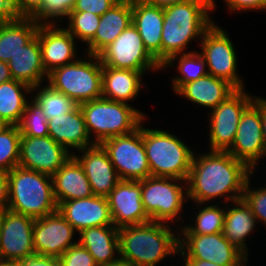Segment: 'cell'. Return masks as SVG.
Instances as JSON below:
<instances>
[{
	"label": "cell",
	"mask_w": 266,
	"mask_h": 266,
	"mask_svg": "<svg viewBox=\"0 0 266 266\" xmlns=\"http://www.w3.org/2000/svg\"><path fill=\"white\" fill-rule=\"evenodd\" d=\"M179 57L177 70L181 74L180 76L174 77L172 81V88L175 92H177L183 85L195 81L199 78H202L208 75V71L206 70L207 66L205 58L199 52H189L176 54L171 56L161 67L167 68L168 66H173V63L177 61V56ZM176 59V60H175ZM206 70V71H205Z\"/></svg>",
	"instance_id": "d6a6232c"
},
{
	"label": "cell",
	"mask_w": 266,
	"mask_h": 266,
	"mask_svg": "<svg viewBox=\"0 0 266 266\" xmlns=\"http://www.w3.org/2000/svg\"><path fill=\"white\" fill-rule=\"evenodd\" d=\"M41 47L42 65L46 73L55 68L71 64L76 57L75 38L56 24H40L37 34Z\"/></svg>",
	"instance_id": "d6986e66"
},
{
	"label": "cell",
	"mask_w": 266,
	"mask_h": 266,
	"mask_svg": "<svg viewBox=\"0 0 266 266\" xmlns=\"http://www.w3.org/2000/svg\"><path fill=\"white\" fill-rule=\"evenodd\" d=\"M142 126L141 123L132 133L112 137L101 143L120 180L140 181L151 176Z\"/></svg>",
	"instance_id": "9c48e42d"
},
{
	"label": "cell",
	"mask_w": 266,
	"mask_h": 266,
	"mask_svg": "<svg viewBox=\"0 0 266 266\" xmlns=\"http://www.w3.org/2000/svg\"><path fill=\"white\" fill-rule=\"evenodd\" d=\"M203 207L196 214L195 225L183 226L180 233L209 235L223 232L226 208H220L218 205L213 204Z\"/></svg>",
	"instance_id": "e575fe53"
},
{
	"label": "cell",
	"mask_w": 266,
	"mask_h": 266,
	"mask_svg": "<svg viewBox=\"0 0 266 266\" xmlns=\"http://www.w3.org/2000/svg\"><path fill=\"white\" fill-rule=\"evenodd\" d=\"M12 79L8 63L0 61V84Z\"/></svg>",
	"instance_id": "f907efd6"
},
{
	"label": "cell",
	"mask_w": 266,
	"mask_h": 266,
	"mask_svg": "<svg viewBox=\"0 0 266 266\" xmlns=\"http://www.w3.org/2000/svg\"><path fill=\"white\" fill-rule=\"evenodd\" d=\"M117 228L150 222L141 200V180H120L106 197Z\"/></svg>",
	"instance_id": "ac0fdd59"
},
{
	"label": "cell",
	"mask_w": 266,
	"mask_h": 266,
	"mask_svg": "<svg viewBox=\"0 0 266 266\" xmlns=\"http://www.w3.org/2000/svg\"><path fill=\"white\" fill-rule=\"evenodd\" d=\"M179 253L184 259H199L220 265H247L248 257L231 244L223 233L207 235L181 234ZM185 236V237H184Z\"/></svg>",
	"instance_id": "4fadbf2b"
},
{
	"label": "cell",
	"mask_w": 266,
	"mask_h": 266,
	"mask_svg": "<svg viewBox=\"0 0 266 266\" xmlns=\"http://www.w3.org/2000/svg\"><path fill=\"white\" fill-rule=\"evenodd\" d=\"M76 60L48 73V84L77 105L102 97V64L96 55ZM93 61V62H92Z\"/></svg>",
	"instance_id": "52a82bcc"
},
{
	"label": "cell",
	"mask_w": 266,
	"mask_h": 266,
	"mask_svg": "<svg viewBox=\"0 0 266 266\" xmlns=\"http://www.w3.org/2000/svg\"><path fill=\"white\" fill-rule=\"evenodd\" d=\"M35 219L10 210L0 219V261H22L35 255L33 225Z\"/></svg>",
	"instance_id": "9a60e30c"
},
{
	"label": "cell",
	"mask_w": 266,
	"mask_h": 266,
	"mask_svg": "<svg viewBox=\"0 0 266 266\" xmlns=\"http://www.w3.org/2000/svg\"><path fill=\"white\" fill-rule=\"evenodd\" d=\"M59 259L61 266H98L93 256L79 243L68 248Z\"/></svg>",
	"instance_id": "60d3db41"
},
{
	"label": "cell",
	"mask_w": 266,
	"mask_h": 266,
	"mask_svg": "<svg viewBox=\"0 0 266 266\" xmlns=\"http://www.w3.org/2000/svg\"><path fill=\"white\" fill-rule=\"evenodd\" d=\"M47 124L48 136L69 151V147L82 150L95 144L88 135L79 105L67 114L49 119Z\"/></svg>",
	"instance_id": "7402d4cb"
},
{
	"label": "cell",
	"mask_w": 266,
	"mask_h": 266,
	"mask_svg": "<svg viewBox=\"0 0 266 266\" xmlns=\"http://www.w3.org/2000/svg\"><path fill=\"white\" fill-rule=\"evenodd\" d=\"M244 110L232 146L227 150L239 161L245 163L253 172L258 160L265 156L262 135L261 97Z\"/></svg>",
	"instance_id": "5bb4252c"
},
{
	"label": "cell",
	"mask_w": 266,
	"mask_h": 266,
	"mask_svg": "<svg viewBox=\"0 0 266 266\" xmlns=\"http://www.w3.org/2000/svg\"><path fill=\"white\" fill-rule=\"evenodd\" d=\"M232 205L229 209L227 206L225 211L222 233L231 244L248 256L245 238L252 233L257 220L243 199L233 201Z\"/></svg>",
	"instance_id": "f546056e"
},
{
	"label": "cell",
	"mask_w": 266,
	"mask_h": 266,
	"mask_svg": "<svg viewBox=\"0 0 266 266\" xmlns=\"http://www.w3.org/2000/svg\"><path fill=\"white\" fill-rule=\"evenodd\" d=\"M40 105L32 99L27 102L20 123L18 124L22 136H48V119L43 114Z\"/></svg>",
	"instance_id": "74e56055"
},
{
	"label": "cell",
	"mask_w": 266,
	"mask_h": 266,
	"mask_svg": "<svg viewBox=\"0 0 266 266\" xmlns=\"http://www.w3.org/2000/svg\"><path fill=\"white\" fill-rule=\"evenodd\" d=\"M73 155L50 136H22L18 166L53 176Z\"/></svg>",
	"instance_id": "2e32d148"
},
{
	"label": "cell",
	"mask_w": 266,
	"mask_h": 266,
	"mask_svg": "<svg viewBox=\"0 0 266 266\" xmlns=\"http://www.w3.org/2000/svg\"><path fill=\"white\" fill-rule=\"evenodd\" d=\"M42 2L43 0H16L15 13L18 17H31Z\"/></svg>",
	"instance_id": "ee69618b"
},
{
	"label": "cell",
	"mask_w": 266,
	"mask_h": 266,
	"mask_svg": "<svg viewBox=\"0 0 266 266\" xmlns=\"http://www.w3.org/2000/svg\"><path fill=\"white\" fill-rule=\"evenodd\" d=\"M182 266H246V265H220L209 261H202L199 259H184Z\"/></svg>",
	"instance_id": "681fc988"
},
{
	"label": "cell",
	"mask_w": 266,
	"mask_h": 266,
	"mask_svg": "<svg viewBox=\"0 0 266 266\" xmlns=\"http://www.w3.org/2000/svg\"><path fill=\"white\" fill-rule=\"evenodd\" d=\"M82 156L73 153L84 169L94 195L107 197L120 181L110 161L108 153L101 144H94L80 150Z\"/></svg>",
	"instance_id": "44dd1931"
},
{
	"label": "cell",
	"mask_w": 266,
	"mask_h": 266,
	"mask_svg": "<svg viewBox=\"0 0 266 266\" xmlns=\"http://www.w3.org/2000/svg\"><path fill=\"white\" fill-rule=\"evenodd\" d=\"M58 211L78 233L90 227L113 225L106 197L91 195L61 202Z\"/></svg>",
	"instance_id": "ffe728a7"
},
{
	"label": "cell",
	"mask_w": 266,
	"mask_h": 266,
	"mask_svg": "<svg viewBox=\"0 0 266 266\" xmlns=\"http://www.w3.org/2000/svg\"><path fill=\"white\" fill-rule=\"evenodd\" d=\"M215 5L214 0H187L163 8L161 66L171 56L187 53L184 49L190 41L201 39L214 24L209 14Z\"/></svg>",
	"instance_id": "7a4b0ae2"
},
{
	"label": "cell",
	"mask_w": 266,
	"mask_h": 266,
	"mask_svg": "<svg viewBox=\"0 0 266 266\" xmlns=\"http://www.w3.org/2000/svg\"><path fill=\"white\" fill-rule=\"evenodd\" d=\"M164 21L162 7L132 0V24L141 36L145 48L161 65V38Z\"/></svg>",
	"instance_id": "cb8c5ba5"
},
{
	"label": "cell",
	"mask_w": 266,
	"mask_h": 266,
	"mask_svg": "<svg viewBox=\"0 0 266 266\" xmlns=\"http://www.w3.org/2000/svg\"><path fill=\"white\" fill-rule=\"evenodd\" d=\"M177 182L187 184L181 179L157 176L141 180V200L144 211L151 221L173 223L180 216L181 210H184V198H188L187 191L184 193L187 185L183 187Z\"/></svg>",
	"instance_id": "ba28073f"
},
{
	"label": "cell",
	"mask_w": 266,
	"mask_h": 266,
	"mask_svg": "<svg viewBox=\"0 0 266 266\" xmlns=\"http://www.w3.org/2000/svg\"><path fill=\"white\" fill-rule=\"evenodd\" d=\"M144 73L130 69H115L102 65V97L124 102L131 101L142 89Z\"/></svg>",
	"instance_id": "4316f807"
},
{
	"label": "cell",
	"mask_w": 266,
	"mask_h": 266,
	"mask_svg": "<svg viewBox=\"0 0 266 266\" xmlns=\"http://www.w3.org/2000/svg\"><path fill=\"white\" fill-rule=\"evenodd\" d=\"M143 143L151 176L186 181L194 152L170 132L143 127Z\"/></svg>",
	"instance_id": "8992f818"
},
{
	"label": "cell",
	"mask_w": 266,
	"mask_h": 266,
	"mask_svg": "<svg viewBox=\"0 0 266 266\" xmlns=\"http://www.w3.org/2000/svg\"><path fill=\"white\" fill-rule=\"evenodd\" d=\"M99 266H130L125 260L119 258L117 261L108 263V264H103Z\"/></svg>",
	"instance_id": "f5cc1de1"
},
{
	"label": "cell",
	"mask_w": 266,
	"mask_h": 266,
	"mask_svg": "<svg viewBox=\"0 0 266 266\" xmlns=\"http://www.w3.org/2000/svg\"><path fill=\"white\" fill-rule=\"evenodd\" d=\"M171 229L169 223L155 221L118 228L119 257L130 266H156L179 253L180 237Z\"/></svg>",
	"instance_id": "3957f363"
},
{
	"label": "cell",
	"mask_w": 266,
	"mask_h": 266,
	"mask_svg": "<svg viewBox=\"0 0 266 266\" xmlns=\"http://www.w3.org/2000/svg\"><path fill=\"white\" fill-rule=\"evenodd\" d=\"M228 35L214 23L200 39V53L205 58L209 75L225 79L236 89H243L244 83L236 72V51Z\"/></svg>",
	"instance_id": "8fae6325"
},
{
	"label": "cell",
	"mask_w": 266,
	"mask_h": 266,
	"mask_svg": "<svg viewBox=\"0 0 266 266\" xmlns=\"http://www.w3.org/2000/svg\"><path fill=\"white\" fill-rule=\"evenodd\" d=\"M75 229L56 211L50 215L35 219L33 225V247L35 255L59 258L73 242Z\"/></svg>",
	"instance_id": "e0dca14e"
},
{
	"label": "cell",
	"mask_w": 266,
	"mask_h": 266,
	"mask_svg": "<svg viewBox=\"0 0 266 266\" xmlns=\"http://www.w3.org/2000/svg\"><path fill=\"white\" fill-rule=\"evenodd\" d=\"M102 65L115 69L146 72L161 70V65L145 48L136 27L130 24L110 45L98 55Z\"/></svg>",
	"instance_id": "30bf717a"
},
{
	"label": "cell",
	"mask_w": 266,
	"mask_h": 266,
	"mask_svg": "<svg viewBox=\"0 0 266 266\" xmlns=\"http://www.w3.org/2000/svg\"><path fill=\"white\" fill-rule=\"evenodd\" d=\"M261 109H262V135H263V144L266 155V99L261 98Z\"/></svg>",
	"instance_id": "816d5d0a"
},
{
	"label": "cell",
	"mask_w": 266,
	"mask_h": 266,
	"mask_svg": "<svg viewBox=\"0 0 266 266\" xmlns=\"http://www.w3.org/2000/svg\"><path fill=\"white\" fill-rule=\"evenodd\" d=\"M236 88L222 78L206 75L183 85L176 93L201 106L216 108Z\"/></svg>",
	"instance_id": "f1b7e54d"
},
{
	"label": "cell",
	"mask_w": 266,
	"mask_h": 266,
	"mask_svg": "<svg viewBox=\"0 0 266 266\" xmlns=\"http://www.w3.org/2000/svg\"><path fill=\"white\" fill-rule=\"evenodd\" d=\"M0 266H23L21 261H0Z\"/></svg>",
	"instance_id": "db71d44e"
},
{
	"label": "cell",
	"mask_w": 266,
	"mask_h": 266,
	"mask_svg": "<svg viewBox=\"0 0 266 266\" xmlns=\"http://www.w3.org/2000/svg\"><path fill=\"white\" fill-rule=\"evenodd\" d=\"M52 180L57 205L94 195L83 167L73 155L57 170Z\"/></svg>",
	"instance_id": "d4e9b609"
},
{
	"label": "cell",
	"mask_w": 266,
	"mask_h": 266,
	"mask_svg": "<svg viewBox=\"0 0 266 266\" xmlns=\"http://www.w3.org/2000/svg\"><path fill=\"white\" fill-rule=\"evenodd\" d=\"M23 266H61L59 258L33 255L21 261Z\"/></svg>",
	"instance_id": "f6af8a7d"
},
{
	"label": "cell",
	"mask_w": 266,
	"mask_h": 266,
	"mask_svg": "<svg viewBox=\"0 0 266 266\" xmlns=\"http://www.w3.org/2000/svg\"><path fill=\"white\" fill-rule=\"evenodd\" d=\"M8 210L33 219L58 211L52 176L14 167L8 172Z\"/></svg>",
	"instance_id": "277c9868"
},
{
	"label": "cell",
	"mask_w": 266,
	"mask_h": 266,
	"mask_svg": "<svg viewBox=\"0 0 266 266\" xmlns=\"http://www.w3.org/2000/svg\"><path fill=\"white\" fill-rule=\"evenodd\" d=\"M77 0H43L41 7L31 16L39 24H56L55 19L68 16ZM54 18V19H52ZM51 20V21H49Z\"/></svg>",
	"instance_id": "f35d334b"
},
{
	"label": "cell",
	"mask_w": 266,
	"mask_h": 266,
	"mask_svg": "<svg viewBox=\"0 0 266 266\" xmlns=\"http://www.w3.org/2000/svg\"><path fill=\"white\" fill-rule=\"evenodd\" d=\"M89 137L94 143L132 133L144 122L146 115L127 103L98 98L79 105Z\"/></svg>",
	"instance_id": "5b68a950"
},
{
	"label": "cell",
	"mask_w": 266,
	"mask_h": 266,
	"mask_svg": "<svg viewBox=\"0 0 266 266\" xmlns=\"http://www.w3.org/2000/svg\"><path fill=\"white\" fill-rule=\"evenodd\" d=\"M195 156L186 180L190 200L202 206L216 197H225V203L242 199L246 182L254 174L245 163L228 151Z\"/></svg>",
	"instance_id": "6da1fadb"
},
{
	"label": "cell",
	"mask_w": 266,
	"mask_h": 266,
	"mask_svg": "<svg viewBox=\"0 0 266 266\" xmlns=\"http://www.w3.org/2000/svg\"><path fill=\"white\" fill-rule=\"evenodd\" d=\"M119 1L120 0H77L72 11H87L102 16Z\"/></svg>",
	"instance_id": "b9f144b4"
},
{
	"label": "cell",
	"mask_w": 266,
	"mask_h": 266,
	"mask_svg": "<svg viewBox=\"0 0 266 266\" xmlns=\"http://www.w3.org/2000/svg\"><path fill=\"white\" fill-rule=\"evenodd\" d=\"M21 133L18 126L4 125L0 129V170L9 172L19 163Z\"/></svg>",
	"instance_id": "d590c367"
},
{
	"label": "cell",
	"mask_w": 266,
	"mask_h": 266,
	"mask_svg": "<svg viewBox=\"0 0 266 266\" xmlns=\"http://www.w3.org/2000/svg\"><path fill=\"white\" fill-rule=\"evenodd\" d=\"M8 172L0 170V211L8 210Z\"/></svg>",
	"instance_id": "7dc6e473"
},
{
	"label": "cell",
	"mask_w": 266,
	"mask_h": 266,
	"mask_svg": "<svg viewBox=\"0 0 266 266\" xmlns=\"http://www.w3.org/2000/svg\"><path fill=\"white\" fill-rule=\"evenodd\" d=\"M16 0H0V24L15 20Z\"/></svg>",
	"instance_id": "bcb514c9"
},
{
	"label": "cell",
	"mask_w": 266,
	"mask_h": 266,
	"mask_svg": "<svg viewBox=\"0 0 266 266\" xmlns=\"http://www.w3.org/2000/svg\"><path fill=\"white\" fill-rule=\"evenodd\" d=\"M250 187V179H248L244 188L242 199L249 206L256 220L258 219V222L261 221L266 224V187L254 190H250Z\"/></svg>",
	"instance_id": "ab89813d"
},
{
	"label": "cell",
	"mask_w": 266,
	"mask_h": 266,
	"mask_svg": "<svg viewBox=\"0 0 266 266\" xmlns=\"http://www.w3.org/2000/svg\"><path fill=\"white\" fill-rule=\"evenodd\" d=\"M39 23L31 17H17L0 24V61L8 62L37 34Z\"/></svg>",
	"instance_id": "4dcf8cb0"
},
{
	"label": "cell",
	"mask_w": 266,
	"mask_h": 266,
	"mask_svg": "<svg viewBox=\"0 0 266 266\" xmlns=\"http://www.w3.org/2000/svg\"><path fill=\"white\" fill-rule=\"evenodd\" d=\"M230 11L265 10L266 0H224Z\"/></svg>",
	"instance_id": "7bdbcfd3"
},
{
	"label": "cell",
	"mask_w": 266,
	"mask_h": 266,
	"mask_svg": "<svg viewBox=\"0 0 266 266\" xmlns=\"http://www.w3.org/2000/svg\"><path fill=\"white\" fill-rule=\"evenodd\" d=\"M4 126V124L0 121V129Z\"/></svg>",
	"instance_id": "11a10c76"
},
{
	"label": "cell",
	"mask_w": 266,
	"mask_h": 266,
	"mask_svg": "<svg viewBox=\"0 0 266 266\" xmlns=\"http://www.w3.org/2000/svg\"><path fill=\"white\" fill-rule=\"evenodd\" d=\"M7 63L12 78L31 87L43 84L45 76L48 77L42 65L41 47L37 35Z\"/></svg>",
	"instance_id": "484cf974"
},
{
	"label": "cell",
	"mask_w": 266,
	"mask_h": 266,
	"mask_svg": "<svg viewBox=\"0 0 266 266\" xmlns=\"http://www.w3.org/2000/svg\"><path fill=\"white\" fill-rule=\"evenodd\" d=\"M132 24V0H120L101 17L94 38L87 44V54L98 55Z\"/></svg>",
	"instance_id": "603a6c76"
},
{
	"label": "cell",
	"mask_w": 266,
	"mask_h": 266,
	"mask_svg": "<svg viewBox=\"0 0 266 266\" xmlns=\"http://www.w3.org/2000/svg\"><path fill=\"white\" fill-rule=\"evenodd\" d=\"M79 244L86 248L93 256L95 263L99 265L117 261L119 255L118 228L114 225L90 227L80 233Z\"/></svg>",
	"instance_id": "83f0119b"
},
{
	"label": "cell",
	"mask_w": 266,
	"mask_h": 266,
	"mask_svg": "<svg viewBox=\"0 0 266 266\" xmlns=\"http://www.w3.org/2000/svg\"><path fill=\"white\" fill-rule=\"evenodd\" d=\"M100 17L91 12L71 11L68 18V26L65 28L75 39L80 38L88 44L95 36L99 26Z\"/></svg>",
	"instance_id": "8d00e7d4"
},
{
	"label": "cell",
	"mask_w": 266,
	"mask_h": 266,
	"mask_svg": "<svg viewBox=\"0 0 266 266\" xmlns=\"http://www.w3.org/2000/svg\"><path fill=\"white\" fill-rule=\"evenodd\" d=\"M23 90L24 93H32L31 86L18 80L0 84V121L4 125L18 126L20 123L28 102Z\"/></svg>",
	"instance_id": "1f68e13d"
},
{
	"label": "cell",
	"mask_w": 266,
	"mask_h": 266,
	"mask_svg": "<svg viewBox=\"0 0 266 266\" xmlns=\"http://www.w3.org/2000/svg\"><path fill=\"white\" fill-rule=\"evenodd\" d=\"M37 91L34 100L40 105L43 114L49 120L73 111L78 105L65 94L53 89L49 84L42 89L40 86L32 87V92Z\"/></svg>",
	"instance_id": "836d02e7"
},
{
	"label": "cell",
	"mask_w": 266,
	"mask_h": 266,
	"mask_svg": "<svg viewBox=\"0 0 266 266\" xmlns=\"http://www.w3.org/2000/svg\"><path fill=\"white\" fill-rule=\"evenodd\" d=\"M245 89H236L211 110L210 151H227L233 144L244 110L254 101Z\"/></svg>",
	"instance_id": "7c38bea8"
},
{
	"label": "cell",
	"mask_w": 266,
	"mask_h": 266,
	"mask_svg": "<svg viewBox=\"0 0 266 266\" xmlns=\"http://www.w3.org/2000/svg\"><path fill=\"white\" fill-rule=\"evenodd\" d=\"M140 3L146 4V5H151V6H157V7H167L170 5H175L178 3H183L187 0H137Z\"/></svg>",
	"instance_id": "c3c4849f"
}]
</instances>
